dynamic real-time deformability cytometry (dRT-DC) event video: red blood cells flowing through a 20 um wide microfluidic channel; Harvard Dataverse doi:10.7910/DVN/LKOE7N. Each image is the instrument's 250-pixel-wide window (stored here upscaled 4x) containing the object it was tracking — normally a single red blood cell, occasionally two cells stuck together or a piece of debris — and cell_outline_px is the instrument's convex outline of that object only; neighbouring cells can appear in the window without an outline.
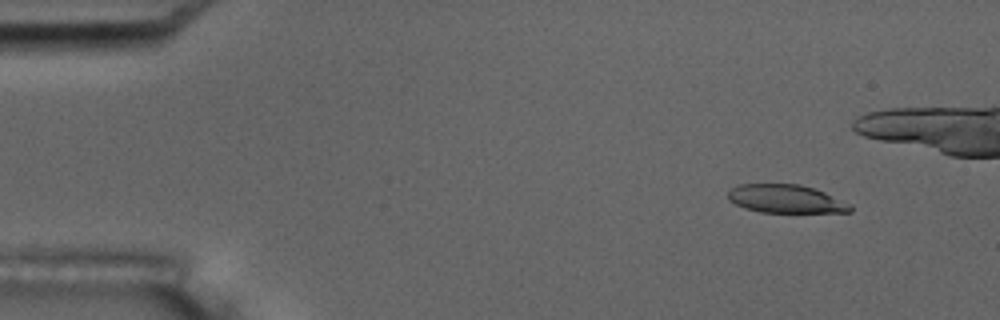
{"species": "common noctule bat (a hibernating species)", "species_latin": "Nyctalus noctula", "temperature_condition": "room temperature", "stored_images_in_passage": 7, "camera_frame_rate_fps": 3000, "um_per_image_px": 0.085, "animal": {"sex": "male", "body_mass_g": 17.5, "forearm_length_mm": 52.3}, "frame": {"image": 1, "passage_image": 2, "time_ms": 1.333, "image_size_px": [1000, 320], "cell_outline_px": [[852, 212], [760, 212], [744, 208], [728, 200], [728, 192], [732, 188], [740, 184], [800, 184], [824, 192], [852, 204]], "centroid_in_image_um": [66.8, 16.91], "position_along_channel_um": 18.2, "area_um2": 20.11}}